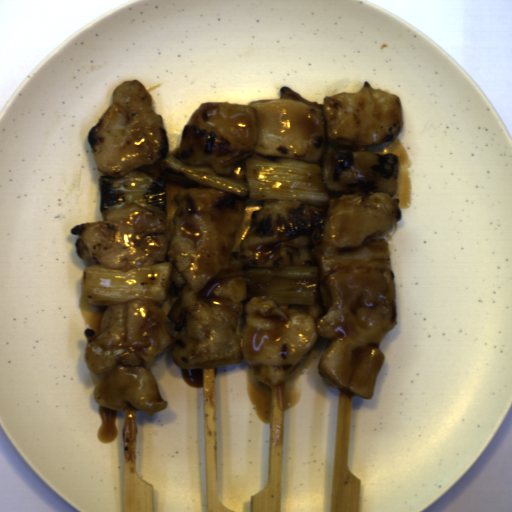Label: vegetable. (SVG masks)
I'll list each match as a JSON object with an SVG mask.
<instances>
[{
	"label": "vegetable",
	"instance_id": "obj_2",
	"mask_svg": "<svg viewBox=\"0 0 512 512\" xmlns=\"http://www.w3.org/2000/svg\"><path fill=\"white\" fill-rule=\"evenodd\" d=\"M316 265L281 268H248L214 278L197 293L201 300L211 297L225 281L243 277L246 295L268 296L275 305L316 304L323 277L359 265L390 266L389 241L373 239L353 249L319 253Z\"/></svg>",
	"mask_w": 512,
	"mask_h": 512
},
{
	"label": "vegetable",
	"instance_id": "obj_1",
	"mask_svg": "<svg viewBox=\"0 0 512 512\" xmlns=\"http://www.w3.org/2000/svg\"><path fill=\"white\" fill-rule=\"evenodd\" d=\"M161 170L200 187L256 202L297 200L311 207L324 208L330 201L321 165L294 158L247 156L244 170L246 182L216 175L207 169L189 167L171 154L163 159Z\"/></svg>",
	"mask_w": 512,
	"mask_h": 512
},
{
	"label": "vegetable",
	"instance_id": "obj_3",
	"mask_svg": "<svg viewBox=\"0 0 512 512\" xmlns=\"http://www.w3.org/2000/svg\"><path fill=\"white\" fill-rule=\"evenodd\" d=\"M173 262H158L124 272L99 263L83 270L84 297L89 304L109 306L135 299L166 303Z\"/></svg>",
	"mask_w": 512,
	"mask_h": 512
},
{
	"label": "vegetable",
	"instance_id": "obj_4",
	"mask_svg": "<svg viewBox=\"0 0 512 512\" xmlns=\"http://www.w3.org/2000/svg\"><path fill=\"white\" fill-rule=\"evenodd\" d=\"M98 184L102 221L127 218L137 208L166 218V184L140 171L123 177H99Z\"/></svg>",
	"mask_w": 512,
	"mask_h": 512
}]
</instances>
